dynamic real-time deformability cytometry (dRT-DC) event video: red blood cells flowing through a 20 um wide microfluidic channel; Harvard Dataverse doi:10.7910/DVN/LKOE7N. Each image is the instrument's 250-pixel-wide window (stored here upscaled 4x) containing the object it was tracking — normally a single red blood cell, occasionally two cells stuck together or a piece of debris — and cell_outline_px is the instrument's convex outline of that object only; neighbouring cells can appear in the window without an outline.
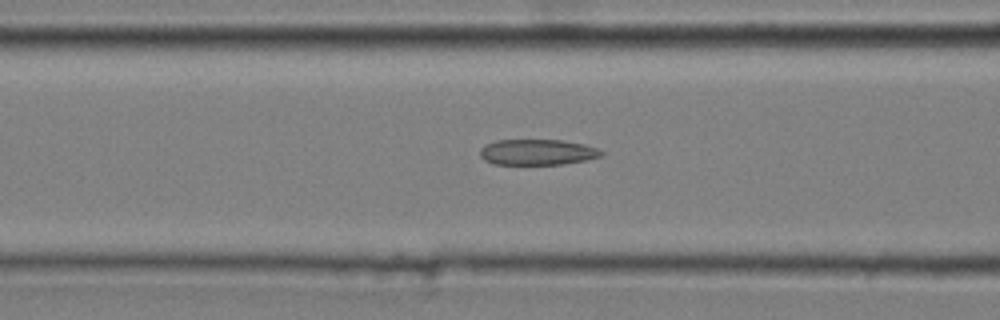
{"species": "common noctule bat (a hibernating species)", "species_latin": "Nyctalus noctula", "temperature_condition": "cold", "stored_images_in_passage": 43, "camera_frame_rate_fps": 3000, "um_per_image_px": 0.085, "animal": {"sex": "male", "body_mass_g": 20.4}, "frame": {"image": 1, "passage_image": 20, "time_ms": 6.333, "image_size_px": [1000, 320], "cell_outline_px": [[604, 156], [588, 160], [564, 164], [492, 164], [484, 160], [480, 156], [480, 148], [484, 144], [496, 140], [564, 140], [584, 144], [596, 148], [604, 152]], "centroid_in_image_um": [45.68, 12.93], "position_along_channel_um": 120.9, "area_um2": 18.44}}
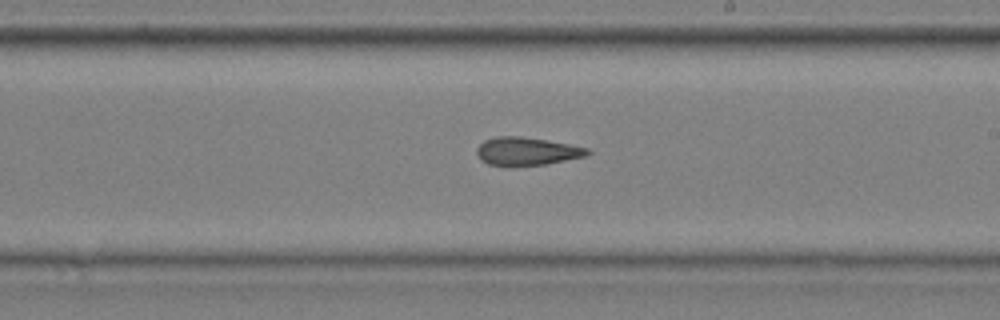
{"frame": {"image": 2, "passage_image": 30, "time_ms": 9.667, "image_size_px": [1000, 320], "cell_outline_px": [[592, 152], [588, 156], [544, 164], [512, 168], [508, 168], [488, 164], [480, 160], [476, 152], [476, 148], [484, 140], [496, 136], [520, 136], [568, 144], [588, 148]], "centroid_in_image_um": [44.73, 12.89], "position_along_channel_um": 244.3, "area_um2": 18.55}}
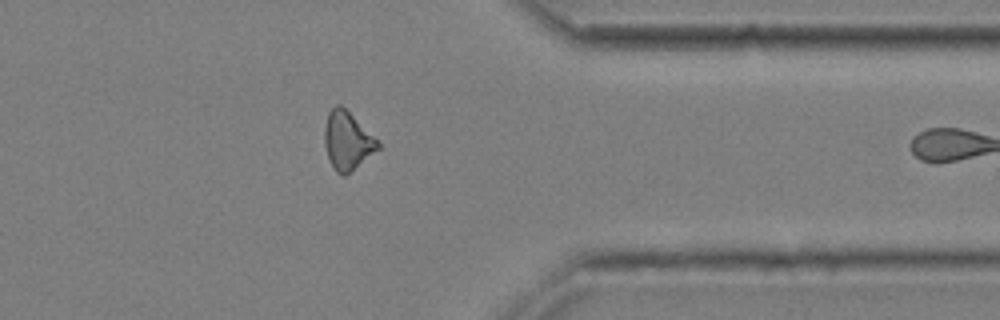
{"frame": {"image": 3, "passage_image": 42, "time_ms": 13.667, "image_size_px": [1000, 320], "cell_outline_px": [[380, 148], [344, 176], [336, 172], [328, 156], [324, 144], [324, 128], [328, 112], [336, 104], [340, 104], [380, 144]], "centroid_in_image_um": [29.48, 11.96], "position_along_channel_um": 381.9, "area_um2": 17.46}}